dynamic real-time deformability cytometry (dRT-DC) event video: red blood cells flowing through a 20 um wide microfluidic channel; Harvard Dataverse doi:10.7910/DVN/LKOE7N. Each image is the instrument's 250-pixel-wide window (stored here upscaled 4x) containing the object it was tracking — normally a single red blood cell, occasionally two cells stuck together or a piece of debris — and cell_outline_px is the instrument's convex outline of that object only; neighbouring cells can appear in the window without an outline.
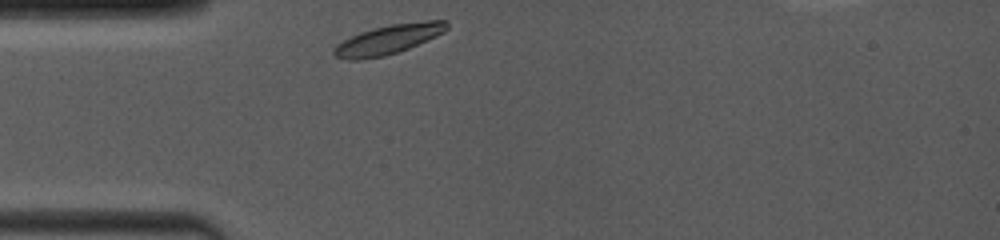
{"species": "common noctule bat (a hibernating species)", "species_latin": "Nyctalus noctula", "temperature_condition": "room temperature", "stored_images_in_passage": 57, "camera_frame_rate_fps": 4000, "um_per_image_px": 0.085, "animal": {"sex": "female", "body_mass_g": 19.0, "forearm_length_mm": 53.3}, "frame": {"image": 1, "passage_image": 1, "time_ms": 0.0, "image_size_px": [1000, 240], "cell_outline_px": [[448, 28], [444, 32], [436, 36], [408, 48], [384, 56], [360, 60], [348, 60], [336, 56], [332, 52], [332, 48], [336, 44], [360, 32], [372, 28], [392, 24], [424, 20], [448, 20]], "centroid_in_image_um": [33.0, 3.34], "position_along_channel_um": 52.0, "area_um2": 19.36}}
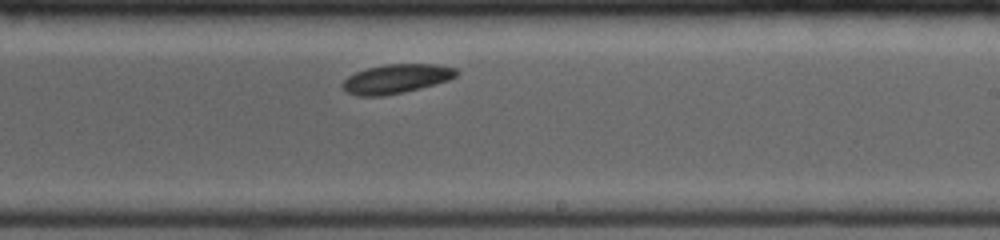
{"frame": {"image": 2, "passage_image": 29, "time_ms": 5.5, "image_size_px": [1000, 240], "cell_outline_px": [[460, 72], [456, 76], [448, 80], [420, 88], [380, 96], [356, 96], [348, 92], [340, 84], [348, 76], [356, 72], [368, 68], [388, 64], [436, 64], [456, 68]], "centroid_in_image_um": [33.69, 6.69], "position_along_channel_um": 255.3, "area_um2": 19.13}}
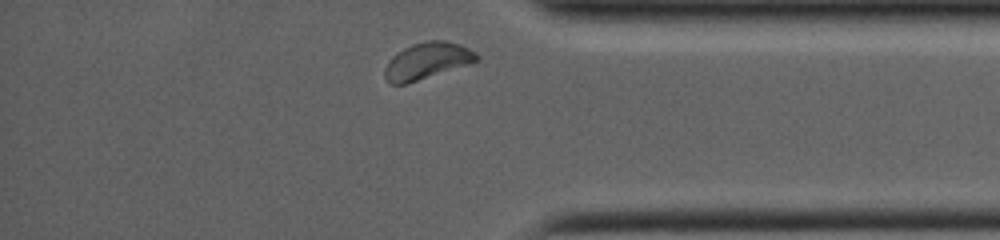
{"frame": {"image": 3, "passage_image": 55, "time_ms": 9.25, "image_size_px": [1000, 240], "cell_outline_px": [[480, 60], [472, 64], [404, 84], [388, 84], [384, 76], [384, 68], [392, 56], [396, 52], [412, 44], [428, 40], [444, 40], [460, 44], [476, 52], [480, 56]], "centroid_in_image_um": [36.33, 5.17], "position_along_channel_um": 398.9, "area_um2": 19.83}, "authors_computed_cell_mechanics": {"area_um2": 19.1318, "velocity_mm_per_s": 3.8895, "shape_relaxation_time_tau1_ms": 0.5748, "shape_relaxation_time_tau2_ms": 6.4611, "deformation_change_tau1": 0.0638, "deformation_change_tau2": 0.0574}}